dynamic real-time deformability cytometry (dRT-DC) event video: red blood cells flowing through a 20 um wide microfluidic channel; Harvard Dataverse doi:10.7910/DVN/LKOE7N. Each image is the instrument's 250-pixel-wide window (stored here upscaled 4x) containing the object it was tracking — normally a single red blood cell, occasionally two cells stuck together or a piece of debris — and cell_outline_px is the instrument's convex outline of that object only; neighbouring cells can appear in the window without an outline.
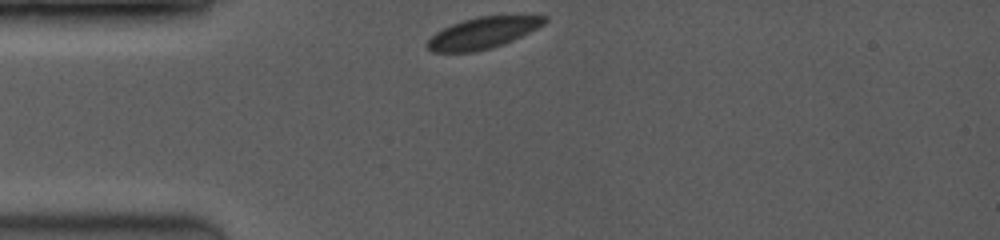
{"species": "common noctule bat (a hibernating species)", "species_latin": "Nyctalus noctula", "temperature_condition": "room temperature", "stored_images_in_passage": 19, "camera_frame_rate_fps": 3500, "um_per_image_px": 0.085, "animal": {"sex": "female", "body_mass_g": 19.0, "forearm_length_mm": 53.3}, "frame": {"image": 1, "passage_image": 1, "time_ms": 0.0, "image_size_px": [1000, 240], "cell_outline_px": [[548, 20], [544, 24], [512, 40], [488, 48], [472, 52], [432, 52], [424, 44], [436, 32], [452, 24], [464, 20], [480, 16], [548, 16]], "centroid_in_image_um": [40.99, 2.8], "position_along_channel_um": 44.0, "area_um2": 20.87}}
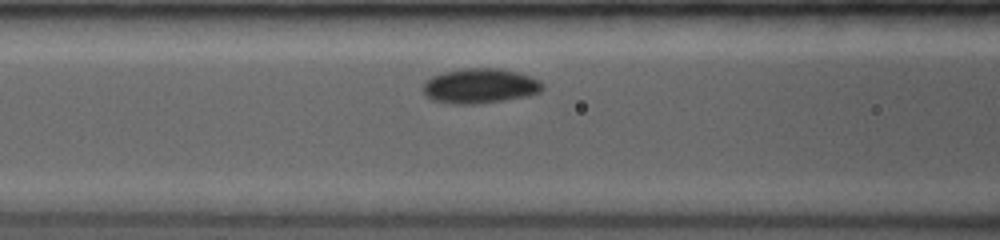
{"frame": {"image": 2, "passage_image": 9, "time_ms": 2.571, "image_size_px": [1000, 240], "cell_outline_px": [[544, 88], [540, 92], [528, 96], [476, 104], [448, 104], [432, 100], [424, 92], [424, 80], [432, 76], [444, 72], [464, 68], [500, 68], [532, 76], [540, 80], [544, 84]], "centroid_in_image_um": [40.82, 7.3], "position_along_channel_um": 125.8, "area_um2": 24.45}}
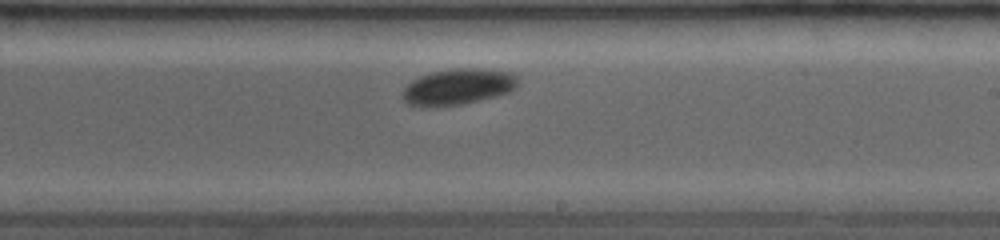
{"frame": {"image": 3, "passage_image": 18, "time_ms": 5.714, "image_size_px": [1000, 240], "cell_outline_px": [[520, 84], [512, 92], [464, 104], [440, 108], [432, 108], [408, 104], [404, 100], [404, 88], [412, 80], [420, 76], [432, 72], [456, 68], [476, 68], [508, 72], [520, 76]], "centroid_in_image_um": [38.99, 7.39], "position_along_channel_um": 250.0, "area_um2": 24.68}}